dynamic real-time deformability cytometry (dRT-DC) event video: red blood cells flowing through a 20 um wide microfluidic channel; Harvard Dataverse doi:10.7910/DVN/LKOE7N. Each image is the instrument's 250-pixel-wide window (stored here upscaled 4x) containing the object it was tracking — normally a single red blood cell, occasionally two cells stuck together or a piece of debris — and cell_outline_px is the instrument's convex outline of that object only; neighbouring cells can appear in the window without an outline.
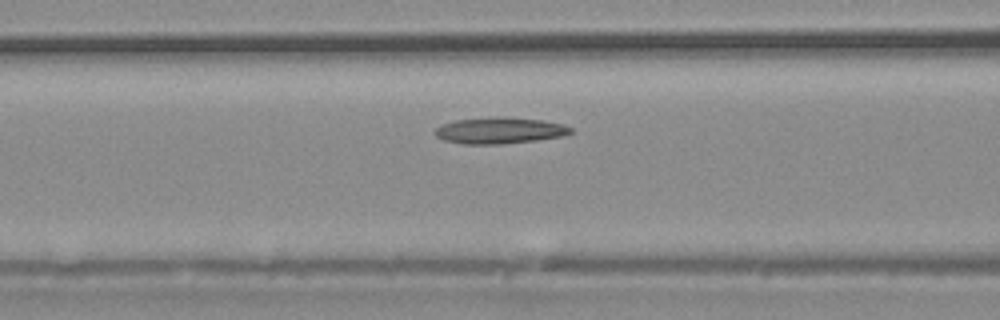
{"species": "common noctule bat (a hibernating species)", "species_latin": "Nyctalus noctula", "temperature_condition": "warm", "stored_images_in_passage": 35, "camera_frame_rate_fps": 3000, "um_per_image_px": 0.085, "animal": {"sex": "male", "body_mass_g": 20.4}, "frame": {"image": 1, "passage_image": 12, "time_ms": 3.667, "image_size_px": [1000, 320], "cell_outline_px": [[576, 132], [564, 136], [536, 140], [500, 144], [464, 144], [444, 140], [436, 136], [432, 132], [440, 124], [456, 120], [496, 116], [504, 116], [544, 120], [564, 124], [572, 128]], "centroid_in_image_um": [42.5, 11.08], "position_along_channel_um": 124.1, "area_um2": 21.21}}
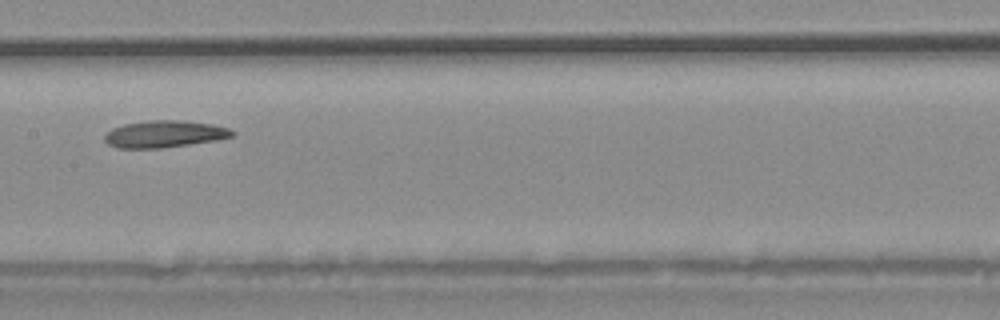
{"frame": {"image": 2, "passage_image": 16, "time_ms": 5.0, "image_size_px": [1000, 320], "cell_outline_px": [[236, 132], [232, 136], [216, 140], [160, 148], [116, 148], [108, 144], [104, 140], [104, 136], [112, 128], [124, 124], [148, 120], [180, 120], [212, 124], [228, 128]], "centroid_in_image_um": [13.95, 11.39], "position_along_channel_um": 193.4, "area_um2": 19.94}}
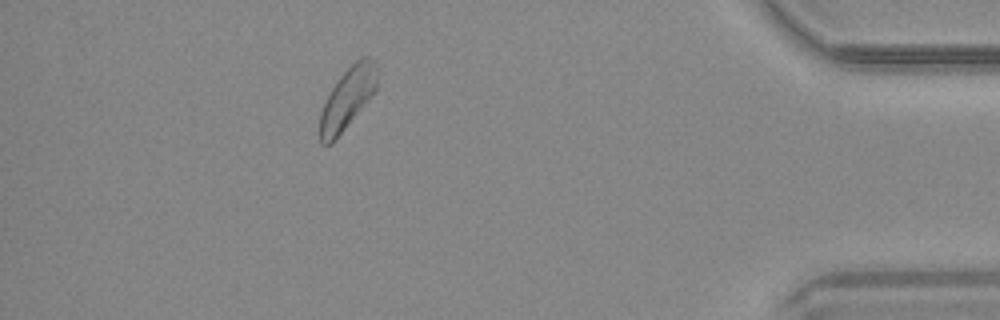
{"frame": {"image": 3, "passage_image": 31, "time_ms": 10.0, "image_size_px": [1000, 320], "cell_outline_px": [[376, 88], [364, 104], [332, 144], [320, 144], [320, 112], [336, 80], [360, 56], [368, 56], [376, 60]], "centroid_in_image_um": [29.52, 8.34], "position_along_channel_um": 405.7, "area_um2": 20.0}}